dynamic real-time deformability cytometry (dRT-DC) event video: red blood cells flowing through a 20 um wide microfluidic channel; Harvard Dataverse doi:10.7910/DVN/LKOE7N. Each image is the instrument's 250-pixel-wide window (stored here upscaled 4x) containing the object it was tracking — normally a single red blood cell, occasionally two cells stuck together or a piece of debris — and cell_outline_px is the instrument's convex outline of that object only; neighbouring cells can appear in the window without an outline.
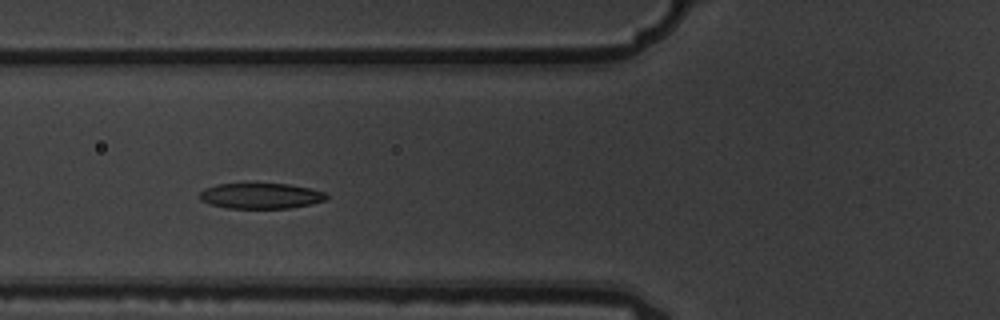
{"species": "common noctule bat (a hibernating species)", "species_latin": "Nyctalus noctula", "temperature_condition": "warm", "stored_images_in_passage": 5, "camera_frame_rate_fps": 3000, "um_per_image_px": 0.085, "animal": {"sex": "male", "body_mass_g": 19.5, "forearm_length_mm": 54.6}, "frame": {"image": 1, "passage_image": 5, "time_ms": 1.333, "image_size_px": [1000, 320], "cell_outline_px": [[328, 196], [324, 200], [312, 204], [292, 208], [224, 208], [208, 204], [200, 200], [196, 196], [204, 188], [216, 184], [248, 180], [288, 184], [328, 192]], "centroid_in_image_um": [22.08, 16.6], "position_along_channel_um": 103.7, "area_um2": 20.17}}